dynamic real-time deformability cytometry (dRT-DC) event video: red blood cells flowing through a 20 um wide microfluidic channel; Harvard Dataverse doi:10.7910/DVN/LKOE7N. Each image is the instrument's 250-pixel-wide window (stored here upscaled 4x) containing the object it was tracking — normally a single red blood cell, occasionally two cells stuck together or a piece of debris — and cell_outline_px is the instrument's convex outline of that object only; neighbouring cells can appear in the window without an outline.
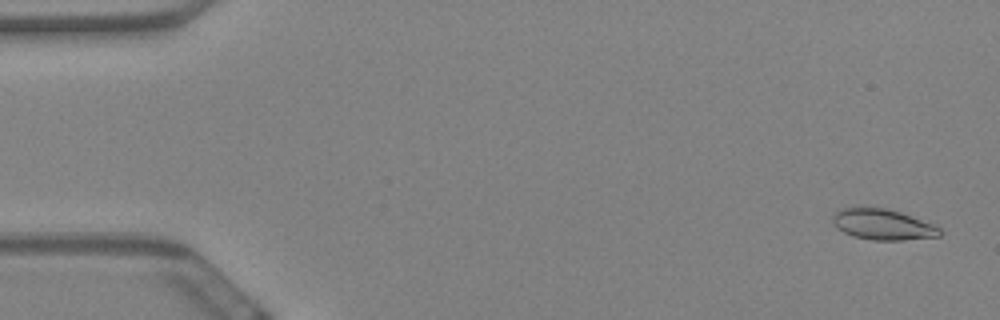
{"species": "Egyptian fruit bat (a non-hibernating species)", "species_latin": "Rousettus aegyptiacus", "temperature_condition": "warm", "stored_images_in_passage": 60, "camera_frame_rate_fps": 3000, "um_per_image_px": 0.085, "animal": {"sex": "female"}, "frame": {"image": 1, "passage_image": 3, "time_ms": 0.667, "image_size_px": [1000, 320], "cell_outline_px": [[944, 232], [940, 236], [900, 240], [872, 240], [852, 236], [836, 228], [832, 224], [832, 216], [840, 208], [884, 208], [900, 212], [932, 224], [940, 228]], "centroid_in_image_um": [75.01, 19.09], "position_along_channel_um": 10.0, "area_um2": 19.07}}
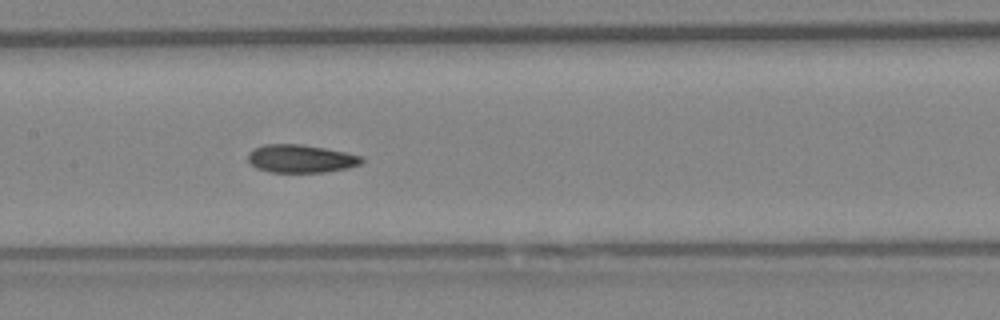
{"frame": {"image": 2, "passage_image": 30, "time_ms": 9.667, "image_size_px": [1000, 320], "cell_outline_px": [[364, 160], [360, 164], [348, 168], [324, 172], [268, 172], [256, 168], [248, 160], [248, 152], [252, 148], [264, 144], [300, 144], [324, 148], [364, 156]], "centroid_in_image_um": [25.55, 13.48], "position_along_channel_um": 181.8, "area_um2": 18.67}}
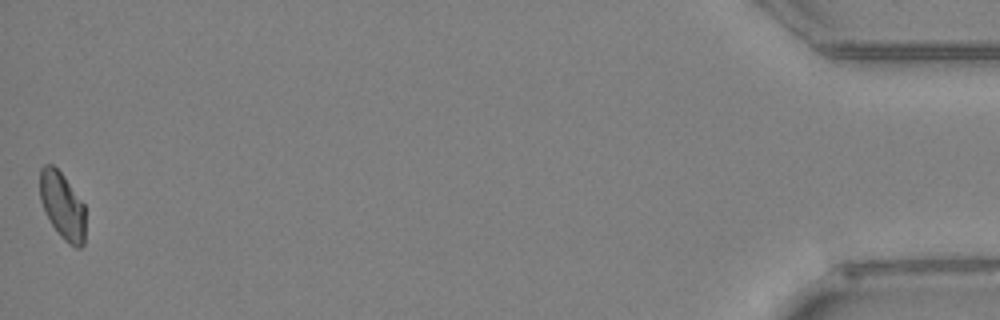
{"frame": {"image": 3, "passage_image": 60, "time_ms": 19.667, "image_size_px": [1000, 320], "cell_outline_px": [[84, 244], [80, 248], [76, 248], [68, 244], [60, 236], [52, 224], [40, 200], [40, 168], [44, 164], [52, 164], [64, 176], [84, 204]], "centroid_in_image_um": [5.3, 17.49], "position_along_channel_um": 429.9, "area_um2": 17.57}, "authors_computed_cell_mechanics": {"area_um2": 18.7561, "velocity_mm_per_s": 3.4534, "shape_relaxation_time_tau1_ms": null, "shape_relaxation_time_tau2_ms": 3.1454, "deformation_change_tau1": null, "deformation_change_tau2": 0.0578}}